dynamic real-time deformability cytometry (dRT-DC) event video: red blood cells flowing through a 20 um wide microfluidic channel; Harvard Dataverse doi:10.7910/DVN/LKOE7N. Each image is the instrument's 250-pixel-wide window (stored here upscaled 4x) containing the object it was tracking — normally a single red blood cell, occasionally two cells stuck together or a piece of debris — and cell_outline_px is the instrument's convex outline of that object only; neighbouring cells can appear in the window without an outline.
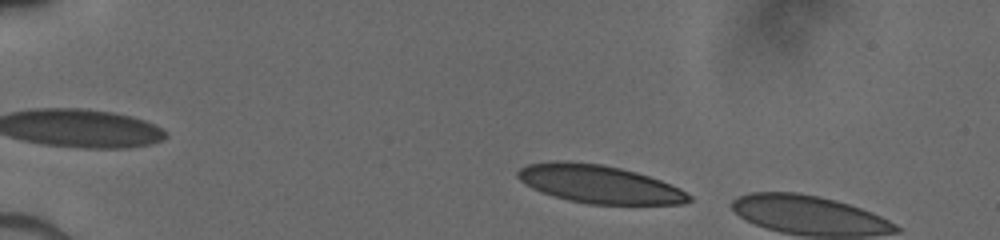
{"species": "human", "species_latin": "Homo sapiens", "temperature_condition": "cold", "stored_images_in_passage": 6, "camera_frame_rate_fps": 3000, "um_per_image_px": 0.085, "donor": {"sex": "male"}, "frame": {"image": 1, "passage_image": 3, "time_ms": 0.667, "image_size_px": [1000, 240], "cell_outline_px": [[692, 200], [684, 204], [588, 204], [568, 200], [540, 192], [532, 188], [520, 180], [516, 176], [516, 172], [520, 168], [528, 164], [556, 160], [568, 160], [604, 164], [636, 172], [660, 180], [680, 188], [692, 196]], "centroid_in_image_um": [50.91, 15.64], "position_along_channel_um": 34.1, "area_um2": 38.21}}